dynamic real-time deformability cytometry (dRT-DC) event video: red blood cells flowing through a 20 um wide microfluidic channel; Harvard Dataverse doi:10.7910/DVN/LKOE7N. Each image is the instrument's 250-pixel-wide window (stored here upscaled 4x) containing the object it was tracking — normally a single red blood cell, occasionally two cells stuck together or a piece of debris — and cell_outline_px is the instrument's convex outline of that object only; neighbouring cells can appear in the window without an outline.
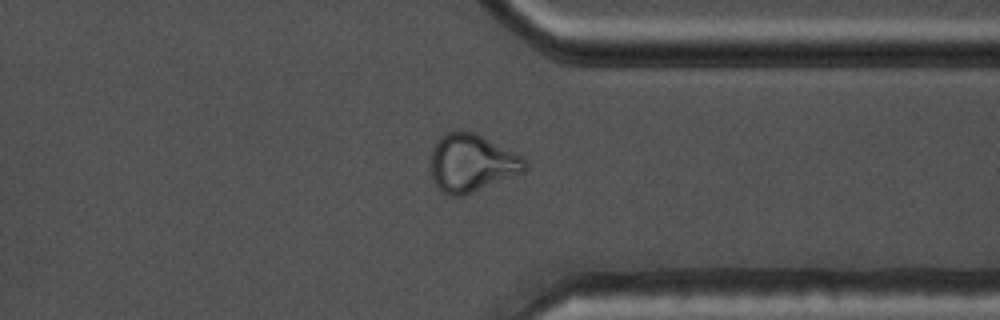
{"species": "common noctule bat (a hibernating species)", "species_latin": "Nyctalus noctula", "temperature_condition": "warm", "stored_images_in_passage": 43, "camera_frame_rate_fps": 3000, "um_per_image_px": 0.085, "animal": {"sex": "male", "body_mass_g": 17.5, "forearm_length_mm": 52.3}, "frame": {"image": 1, "passage_image": 31, "time_ms": 10.0, "image_size_px": [1000, 320], "cell_outline_px": [[528, 168], [524, 172], [464, 196], [448, 196], [432, 180], [432, 148], [440, 136], [444, 132], [472, 132], [520, 156], [528, 164]], "centroid_in_image_um": [40.08, 13.89], "position_along_channel_um": 371.3, "area_um2": 31.1}}
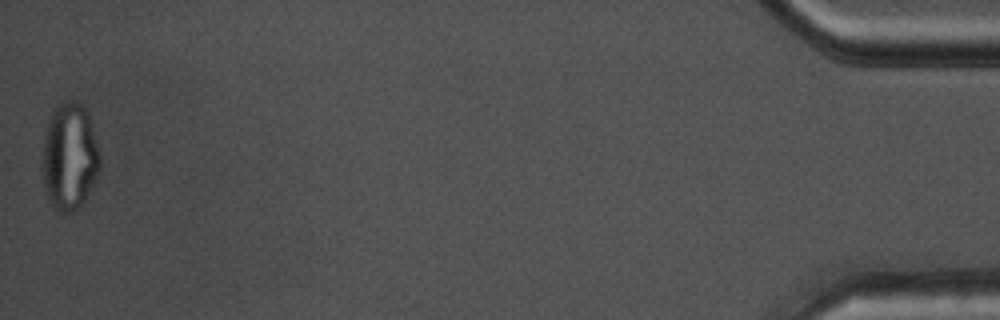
{"frame": {"image": 2, "passage_image": 43, "time_ms": 14.0, "image_size_px": [1000, 320], "cell_outline_px": [[100, 168], [80, 208], [76, 212], [60, 212], [48, 200], [40, 160], [44, 132], [48, 120], [56, 104], [68, 100], [76, 100], [88, 112], [92, 124], [100, 156]], "centroid_in_image_um": [5.88, 13.28], "position_along_channel_um": 429.3, "area_um2": 36.36}}